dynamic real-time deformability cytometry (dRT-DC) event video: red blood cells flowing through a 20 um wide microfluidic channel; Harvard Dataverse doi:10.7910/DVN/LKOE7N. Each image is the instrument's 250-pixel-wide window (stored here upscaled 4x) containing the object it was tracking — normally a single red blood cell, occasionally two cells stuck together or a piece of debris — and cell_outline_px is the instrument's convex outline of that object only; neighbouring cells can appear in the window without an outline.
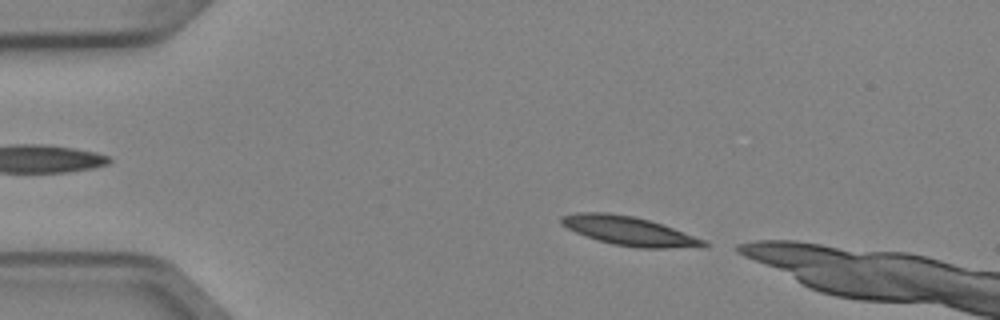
{"species": "Egyptian fruit bat (a non-hibernating species)", "species_latin": "Rousettus aegyptiacus", "temperature_condition": "cold", "stored_images_in_passage": 5, "segment_of_instrument_passage": [2, 2], "camera_frame_rate_fps": 3000, "um_per_image_px": 0.085, "animal": {"sex": "female"}, "frame": {"image": 1, "passage_image": 5, "time_ms": 1.333, "image_size_px": [1000, 320], "cell_outline_px": [[708, 244], [704, 248], [640, 248], [612, 244], [576, 232], [560, 224], [560, 216], [576, 212], [608, 212], [632, 216], [648, 220], [672, 228], [704, 240]], "centroid_in_image_um": [53.47, 19.63], "position_along_channel_um": 31.5, "area_um2": 23.81}}